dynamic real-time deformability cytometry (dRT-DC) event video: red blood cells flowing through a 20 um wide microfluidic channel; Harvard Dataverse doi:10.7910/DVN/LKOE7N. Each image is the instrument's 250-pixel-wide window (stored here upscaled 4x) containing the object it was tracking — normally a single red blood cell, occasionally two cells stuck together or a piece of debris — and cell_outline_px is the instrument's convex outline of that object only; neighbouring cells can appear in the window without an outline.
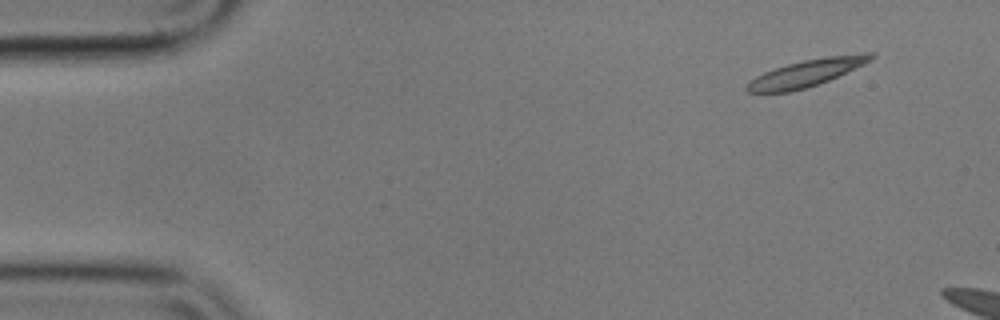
{"species": "common noctule bat (a hibernating species)", "species_latin": "Nyctalus noctula", "temperature_condition": "cold", "stored_images_in_passage": 7, "camera_frame_rate_fps": 3000, "um_per_image_px": 0.085, "animal": {"sex": "male", "body_mass_g": 17.9}, "frame": {"image": 1, "passage_image": 1, "time_ms": 0.0, "image_size_px": [1000, 320], "cell_outline_px": [[876, 56], [872, 60], [864, 64], [828, 80], [804, 88], [788, 92], [748, 92], [744, 88], [756, 76], [764, 72], [788, 64], [804, 60], [824, 56], [860, 52], [876, 52]], "centroid_in_image_um": [68.63, 6.17], "position_along_channel_um": 16.4, "area_um2": 19.36}}